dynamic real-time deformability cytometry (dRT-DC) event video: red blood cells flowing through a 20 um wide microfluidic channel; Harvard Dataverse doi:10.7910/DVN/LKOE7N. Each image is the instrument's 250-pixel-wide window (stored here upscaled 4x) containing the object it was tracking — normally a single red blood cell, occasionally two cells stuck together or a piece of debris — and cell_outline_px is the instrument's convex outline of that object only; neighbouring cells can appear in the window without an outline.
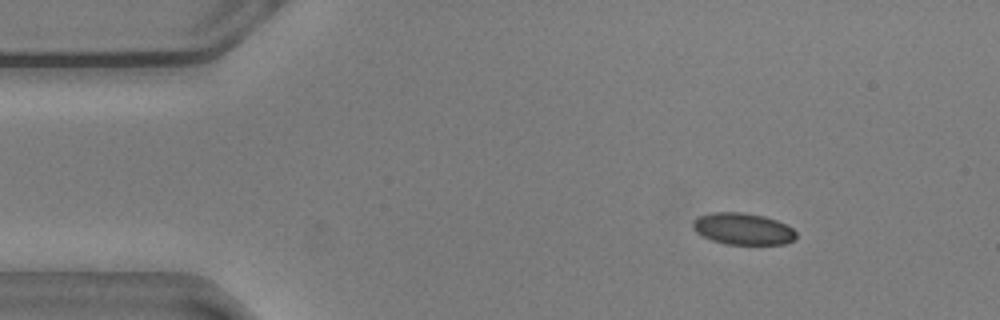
{"species": "common noctule bat (a hibernating species)", "species_latin": "Nyctalus noctula", "temperature_condition": "warm", "stored_images_in_passage": 9, "camera_frame_rate_fps": 3000, "um_per_image_px": 0.085, "animal": {"sex": "male", "body_mass_g": 20.5, "forearm_length_mm": 52.5}, "frame": {"image": 1, "passage_image": 1, "time_ms": 0.0, "image_size_px": [1000, 320], "cell_outline_px": [[796, 236], [792, 240], [784, 244], [724, 244], [712, 240], [696, 232], [692, 228], [692, 220], [700, 216], [712, 212], [744, 212], [764, 216], [776, 220], [792, 228], [796, 232]], "centroid_in_image_um": [63.12, 19.44], "position_along_channel_um": 21.9, "area_um2": 19.02}}